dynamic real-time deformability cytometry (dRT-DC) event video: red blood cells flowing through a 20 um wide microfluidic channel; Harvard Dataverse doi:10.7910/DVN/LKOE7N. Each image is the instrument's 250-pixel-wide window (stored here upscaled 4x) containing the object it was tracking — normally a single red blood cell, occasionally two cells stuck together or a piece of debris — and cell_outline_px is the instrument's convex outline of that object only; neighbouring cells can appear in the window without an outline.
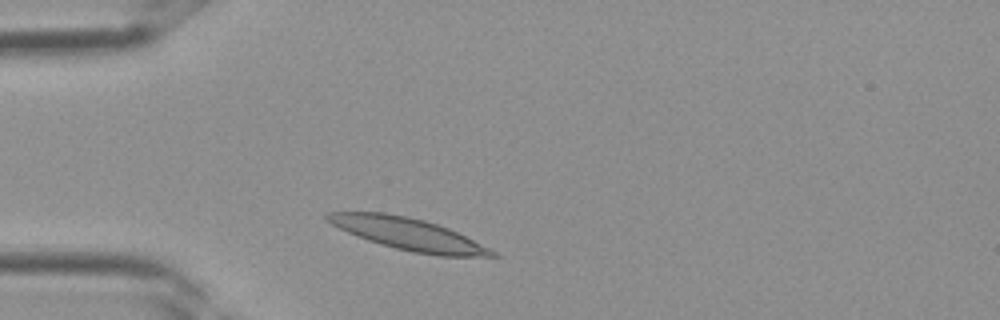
{"species": "Egyptian fruit bat (a non-hibernating species)", "species_latin": "Rousettus aegyptiacus", "temperature_condition": "room temperature", "stored_images_in_passage": 1, "camera_frame_rate_fps": 3000, "um_per_image_px": 0.085, "frame": {"image": 1, "passage_image": 1, "time_ms": 0.0, "image_size_px": [1000, 320], "cell_outline_px": [[500, 256], [440, 256], [412, 252], [380, 244], [356, 236], [324, 220], [324, 212], [384, 212], [408, 216], [424, 220], [448, 228], [496, 252]], "centroid_in_image_um": [34.63, 19.88], "position_along_channel_um": 50.4, "area_um2": 30.4}}